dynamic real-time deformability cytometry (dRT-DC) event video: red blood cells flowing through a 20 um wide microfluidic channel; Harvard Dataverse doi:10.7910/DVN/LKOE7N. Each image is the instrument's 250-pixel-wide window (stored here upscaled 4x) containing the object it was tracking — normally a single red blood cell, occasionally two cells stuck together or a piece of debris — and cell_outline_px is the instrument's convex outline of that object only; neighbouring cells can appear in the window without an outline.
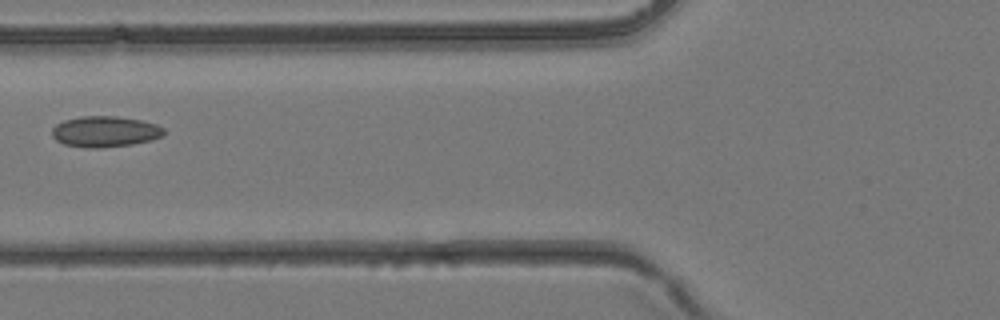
{"species": "common noctule bat (a hibernating species)", "species_latin": "Nyctalus noctula", "temperature_condition": "room temperature", "stored_images_in_passage": 2, "camera_frame_rate_fps": 3000, "um_per_image_px": 0.085, "animal": {"sex": "female", "body_mass_g": 24.6, "forearm_length_mm": 56.2}, "frame": {"image": 1, "passage_image": 2, "time_ms": 0.333, "image_size_px": [1000, 320], "cell_outline_px": [[164, 132], [160, 136], [152, 140], [132, 144], [100, 148], [84, 148], [64, 144], [56, 140], [52, 136], [52, 128], [56, 124], [64, 120], [80, 116], [116, 116], [140, 120], [156, 124], [164, 128]], "centroid_in_image_um": [8.89, 11.18], "position_along_channel_um": 116.9, "area_um2": 20.17}}